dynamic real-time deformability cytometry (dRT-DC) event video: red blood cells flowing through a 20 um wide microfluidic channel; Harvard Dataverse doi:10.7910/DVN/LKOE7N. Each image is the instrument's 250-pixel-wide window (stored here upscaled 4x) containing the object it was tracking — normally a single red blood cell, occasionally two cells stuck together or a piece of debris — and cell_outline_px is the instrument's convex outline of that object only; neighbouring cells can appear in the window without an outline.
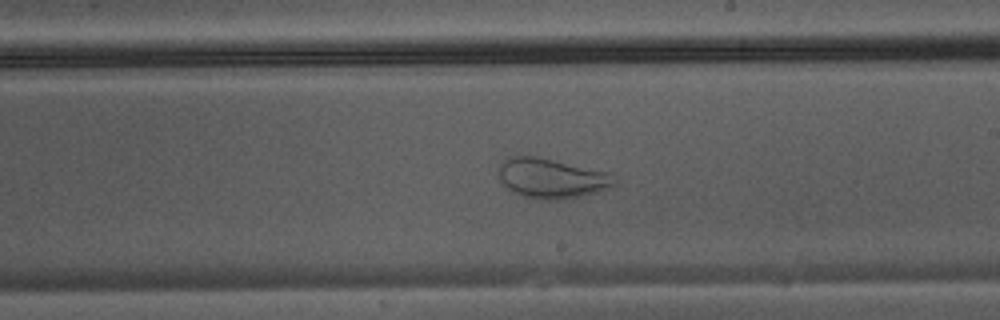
{"species": "Egyptian fruit bat (a non-hibernating species)", "species_latin": "Rousettus aegyptiacus", "temperature_condition": "warm", "stored_images_in_passage": 33, "camera_frame_rate_fps": 3000, "um_per_image_px": 0.085, "animal": {"sex": "male"}, "frame": {"image": 1, "passage_image": 15, "time_ms": 4.667, "image_size_px": [1000, 320], "cell_outline_px": [[616, 184], [608, 188], [596, 192], [580, 196], [560, 200], [536, 200], [524, 196], [508, 188], [500, 180], [500, 164], [508, 156], [536, 156], [608, 172], [616, 180]], "centroid_in_image_um": [46.89, 15.16], "position_along_channel_um": 242.1, "area_um2": 26.65}}